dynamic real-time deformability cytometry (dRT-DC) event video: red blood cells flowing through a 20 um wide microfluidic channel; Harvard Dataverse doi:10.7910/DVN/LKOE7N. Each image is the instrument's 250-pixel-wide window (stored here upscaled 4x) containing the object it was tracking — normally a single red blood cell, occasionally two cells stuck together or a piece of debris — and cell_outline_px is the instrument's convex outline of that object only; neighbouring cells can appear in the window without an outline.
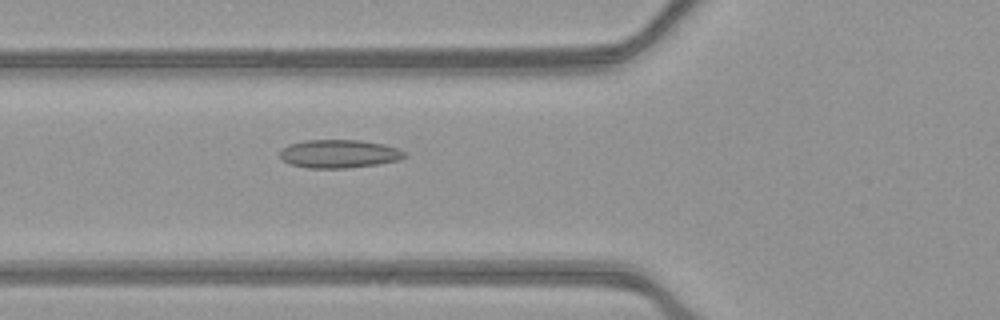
{"species": "common noctule bat (a hibernating species)", "species_latin": "Nyctalus noctula", "temperature_condition": "warm", "stored_images_in_passage": 48, "camera_frame_rate_fps": 3000, "um_per_image_px": 0.085, "animal": {"sex": "female", "body_mass_g": 21.9}, "frame": {"image": 1, "passage_image": 15, "time_ms": 4.667, "image_size_px": [1000, 320], "cell_outline_px": [[408, 156], [400, 160], [380, 164], [348, 168], [308, 168], [288, 164], [280, 156], [280, 152], [288, 144], [304, 140], [360, 140], [384, 144], [396, 148], [404, 152]], "centroid_in_image_um": [28.84, 13.08], "position_along_channel_um": 97.0, "area_um2": 20.69}}
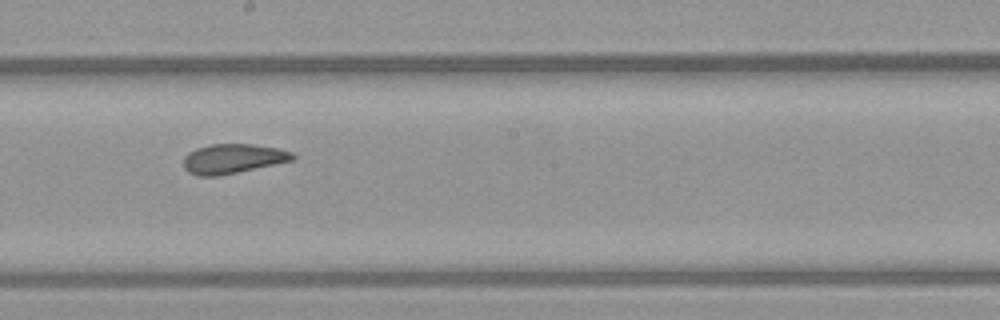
{"frame": {"image": 2, "passage_image": 25, "time_ms": 8.0, "image_size_px": [1000, 320], "cell_outline_px": [[296, 156], [292, 160], [220, 176], [196, 176], [188, 172], [184, 168], [184, 156], [188, 152], [196, 148], [212, 144], [252, 144], [276, 148], [292, 152]], "centroid_in_image_um": [19.74, 13.49], "position_along_channel_um": 228.5, "area_um2": 18.73}}
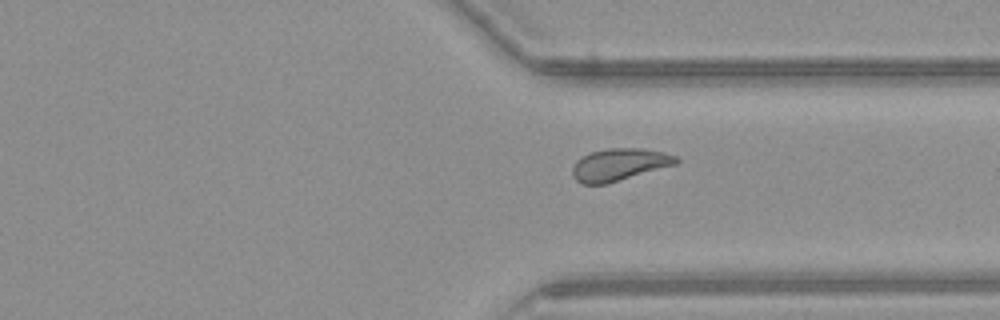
{"frame": {"image": 3, "passage_image": 35, "time_ms": 11.333, "image_size_px": [1000, 320], "cell_outline_px": [[680, 160], [676, 164], [608, 184], [580, 184], [572, 176], [572, 168], [576, 160], [592, 152], [608, 148], [640, 148], [664, 152], [676, 156]], "centroid_in_image_um": [52.63, 14.0], "position_along_channel_um": 358.8, "area_um2": 19.54}, "authors_computed_cell_mechanics": {"area_um2": 19.9699, "velocity_mm_per_s": 3.9146, "shape_relaxation_time_tau1_ms": null, "shape_relaxation_time_tau2_ms": 1.943, "deformation_change_tau1": null, "deformation_change_tau2": 0.0738}}